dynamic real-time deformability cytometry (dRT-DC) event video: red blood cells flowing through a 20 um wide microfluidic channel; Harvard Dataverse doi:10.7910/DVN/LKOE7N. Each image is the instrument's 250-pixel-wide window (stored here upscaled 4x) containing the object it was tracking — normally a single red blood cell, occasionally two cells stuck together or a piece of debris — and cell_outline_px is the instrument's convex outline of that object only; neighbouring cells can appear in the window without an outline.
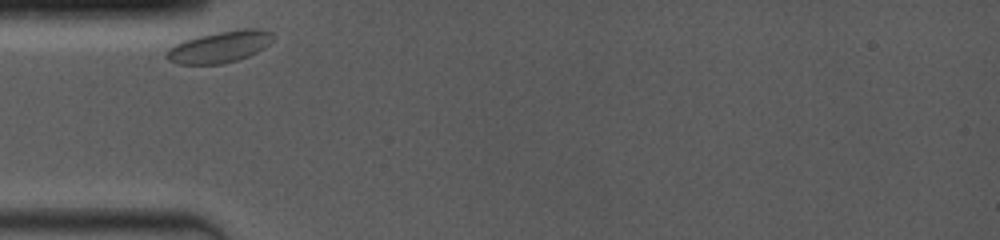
{"species": "common noctule bat (a hibernating species)", "species_latin": "Nyctalus noctula", "temperature_condition": "room temperature", "stored_images_in_passage": 30, "camera_frame_rate_fps": 4000, "um_per_image_px": 0.085, "animal": {"sex": "female", "body_mass_g": 19.0, "forearm_length_mm": 53.3}, "frame": {"image": 1, "passage_image": 1, "time_ms": 0.0, "image_size_px": [1000, 240], "cell_outline_px": [[272, 40], [264, 48], [248, 56], [236, 60], [220, 64], [176, 64], [168, 60], [164, 56], [164, 52], [168, 48], [184, 40], [200, 36], [220, 32], [244, 28], [256, 28], [272, 32]], "centroid_in_image_um": [18.63, 3.99], "position_along_channel_um": 66.4, "area_um2": 19.42}}
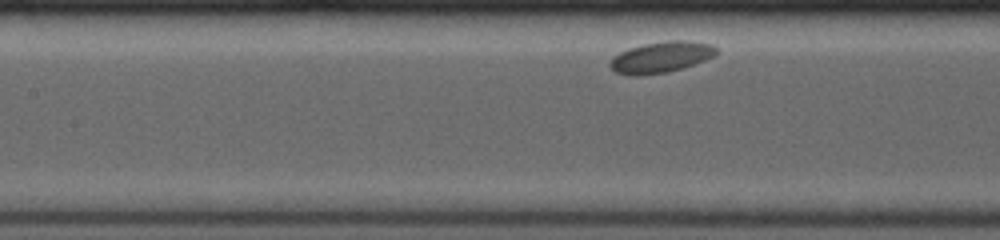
{"frame": {"image": 2, "passage_image": 13, "time_ms": 2.5, "image_size_px": [1000, 240], "cell_outline_px": [[716, 56], [668, 72], [636, 76], [632, 76], [616, 72], [608, 64], [612, 56], [628, 48], [644, 44], [668, 40], [688, 40], [712, 44], [716, 48]], "centroid_in_image_um": [56.16, 4.85], "position_along_channel_um": 151.2, "area_um2": 19.25}}
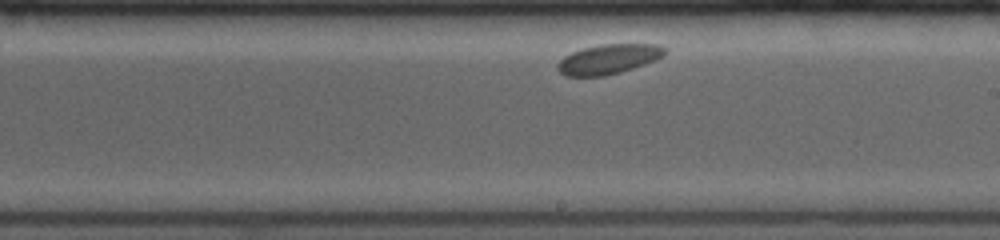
{"frame": {"image": 3, "passage_image": 25, "time_ms": 5.0, "image_size_px": [1000, 240], "cell_outline_px": [[668, 52], [664, 56], [656, 60], [620, 72], [604, 76], [564, 76], [556, 68], [556, 64], [564, 56], [572, 52], [584, 48], [600, 44], [660, 44]], "centroid_in_image_um": [51.72, 5.02], "position_along_channel_um": 237.3, "area_um2": 18.67}}